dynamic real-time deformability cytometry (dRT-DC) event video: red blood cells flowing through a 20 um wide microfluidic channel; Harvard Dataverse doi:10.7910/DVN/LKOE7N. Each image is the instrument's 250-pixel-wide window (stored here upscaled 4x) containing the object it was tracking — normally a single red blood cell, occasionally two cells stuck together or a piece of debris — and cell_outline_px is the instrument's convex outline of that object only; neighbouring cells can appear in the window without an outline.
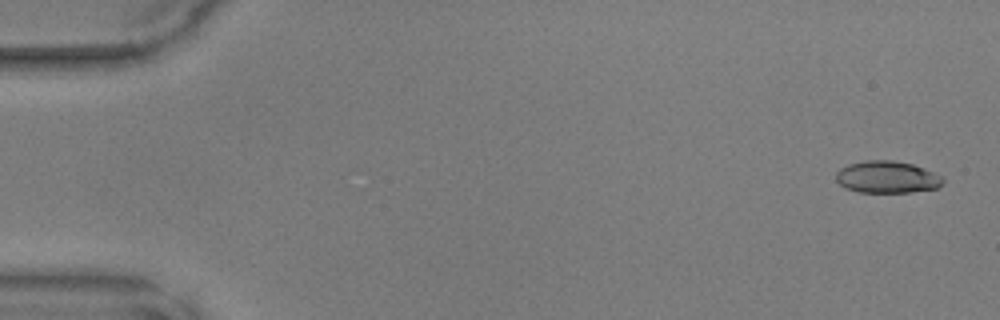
{"species": "common noctule bat (a hibernating species)", "species_latin": "Nyctalus noctula", "temperature_condition": "warm", "stored_images_in_passage": 48, "camera_frame_rate_fps": 3000, "um_per_image_px": 0.085, "animal": {"sex": "male", "body_mass_g": 17.9, "forearm_length_mm": 54.2}, "frame": {"image": 1, "passage_image": 2, "time_ms": 0.333, "image_size_px": [1000, 320], "cell_outline_px": [[944, 184], [936, 188], [908, 192], [860, 192], [844, 188], [836, 180], [836, 172], [840, 168], [848, 164], [864, 160], [892, 160], [912, 164], [924, 168], [944, 176]], "centroid_in_image_um": [75.41, 15.04], "position_along_channel_um": 9.6, "area_um2": 20.11}}
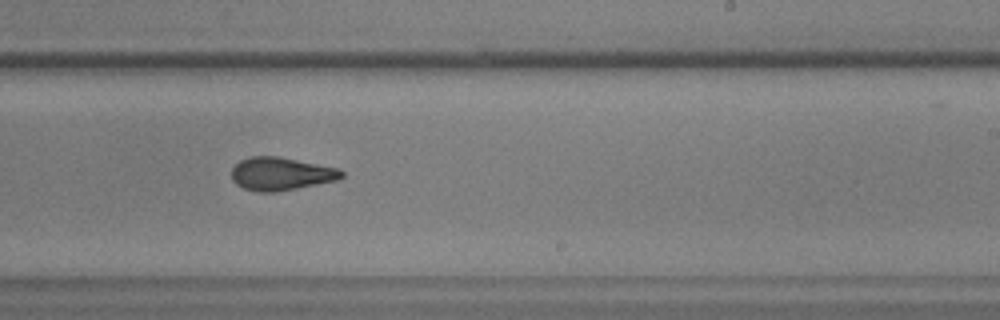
{"frame": {"image": 2, "passage_image": 30, "time_ms": 9.667, "image_size_px": [1000, 320], "cell_outline_px": [[344, 176], [336, 180], [276, 192], [260, 192], [244, 188], [236, 184], [232, 180], [232, 168], [240, 160], [248, 156], [276, 156], [340, 168], [344, 172]], "centroid_in_image_um": [23.87, 14.76], "position_along_channel_um": 265.1, "area_um2": 21.1}}
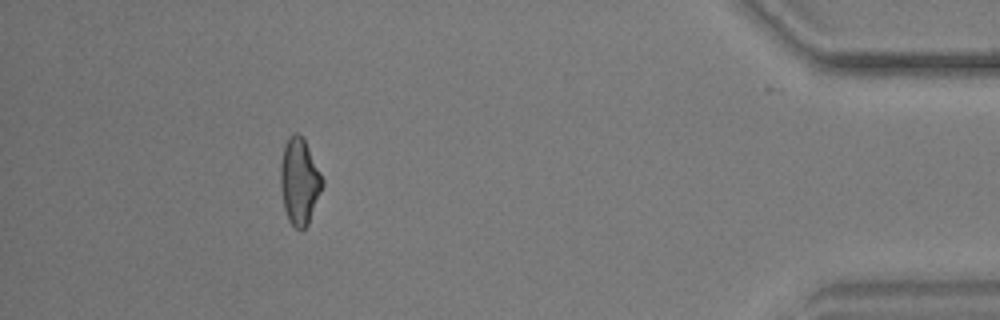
{"frame": {"image": 3, "passage_image": 44, "time_ms": 14.333, "image_size_px": [1000, 320], "cell_outline_px": [[324, 184], [308, 224], [300, 232], [288, 220], [284, 208], [280, 188], [280, 168], [284, 148], [288, 136], [296, 132], [304, 140], [324, 180]], "centroid_in_image_um": [25.44, 15.45], "position_along_channel_um": 409.8, "area_um2": 20.87}}